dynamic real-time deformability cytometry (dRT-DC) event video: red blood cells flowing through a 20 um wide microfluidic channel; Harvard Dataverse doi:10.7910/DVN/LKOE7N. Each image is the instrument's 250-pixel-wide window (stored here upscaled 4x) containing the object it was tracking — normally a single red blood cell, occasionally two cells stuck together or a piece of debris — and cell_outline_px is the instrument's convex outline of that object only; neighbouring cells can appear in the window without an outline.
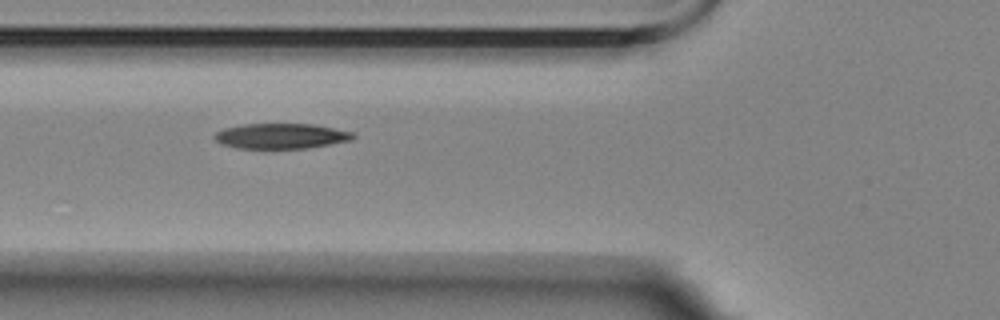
{"species": "Egyptian fruit bat (a non-hibernating species)", "species_latin": "Rousettus aegyptiacus", "temperature_condition": "room temperature", "stored_images_in_passage": 2, "camera_frame_rate_fps": 3000, "um_per_image_px": 0.085, "animal": {"sex": "female"}, "frame": {"image": 1, "passage_image": 2, "time_ms": 1.0, "image_size_px": [1000, 320], "cell_outline_px": [[356, 136], [352, 140], [308, 148], [236, 148], [220, 144], [212, 136], [216, 132], [224, 128], [244, 124], [312, 124], [356, 132]], "centroid_in_image_um": [23.9, 11.56], "position_along_channel_um": 101.9, "area_um2": 20.52}}